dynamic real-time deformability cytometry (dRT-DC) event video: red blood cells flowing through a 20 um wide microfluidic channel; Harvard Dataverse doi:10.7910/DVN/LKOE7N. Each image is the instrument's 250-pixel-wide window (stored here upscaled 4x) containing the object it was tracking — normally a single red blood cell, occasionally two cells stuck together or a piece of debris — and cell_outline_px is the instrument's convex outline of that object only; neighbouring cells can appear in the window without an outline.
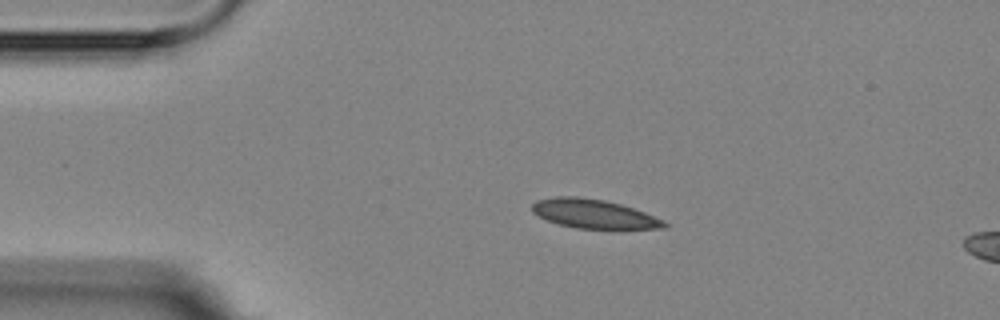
{"species": "Egyptian fruit bat (a non-hibernating species)", "species_latin": "Rousettus aegyptiacus", "temperature_condition": "room temperature", "stored_images_in_passage": 4, "segment_of_instrument_passage": [1, 2], "camera_frame_rate_fps": 3000, "um_per_image_px": 0.085, "animal": {"sex": "female"}, "frame": {"image": 1, "passage_image": 2, "time_ms": 2.0, "image_size_px": [1000, 320], "cell_outline_px": [[668, 228], [576, 228], [560, 224], [536, 216], [532, 212], [532, 204], [536, 200], [556, 196], [576, 196], [604, 200], [620, 204], [644, 212], [664, 220], [668, 224]], "centroid_in_image_um": [50.44, 18.16], "position_along_channel_um": 34.6, "area_um2": 22.14}}